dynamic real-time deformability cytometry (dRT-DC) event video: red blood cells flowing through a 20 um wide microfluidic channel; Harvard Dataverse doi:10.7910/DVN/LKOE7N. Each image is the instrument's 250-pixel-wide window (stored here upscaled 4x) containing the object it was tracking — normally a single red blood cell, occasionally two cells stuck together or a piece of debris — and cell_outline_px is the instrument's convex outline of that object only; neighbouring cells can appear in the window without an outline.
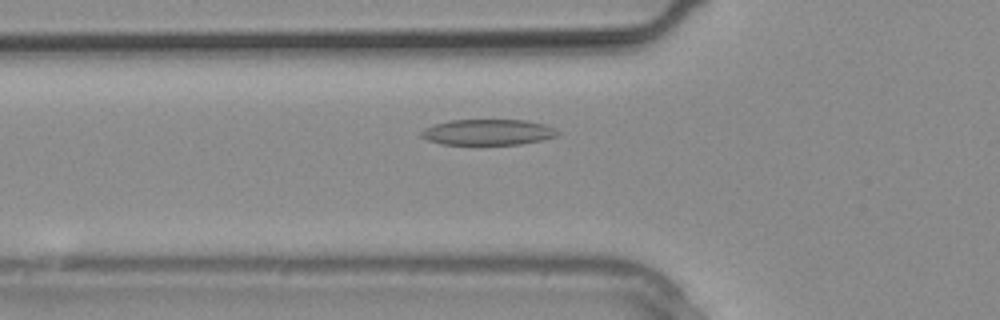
{"species": "common noctule bat (a hibernating species)", "species_latin": "Nyctalus noctula", "temperature_condition": "warm", "stored_images_in_passage": 6, "camera_frame_rate_fps": 3000, "um_per_image_px": 0.085, "animal": {"sex": "male", "body_mass_g": 20.4}, "frame": {"image": 1, "passage_image": 2, "time_ms": 0.333, "image_size_px": [1000, 320], "cell_outline_px": [[560, 136], [544, 140], [520, 144], [440, 144], [428, 140], [420, 136], [420, 132], [424, 128], [448, 120], [524, 120], [544, 124], [556, 128], [560, 132]], "centroid_in_image_um": [41.52, 11.23], "position_along_channel_um": 84.3, "area_um2": 20.63}}